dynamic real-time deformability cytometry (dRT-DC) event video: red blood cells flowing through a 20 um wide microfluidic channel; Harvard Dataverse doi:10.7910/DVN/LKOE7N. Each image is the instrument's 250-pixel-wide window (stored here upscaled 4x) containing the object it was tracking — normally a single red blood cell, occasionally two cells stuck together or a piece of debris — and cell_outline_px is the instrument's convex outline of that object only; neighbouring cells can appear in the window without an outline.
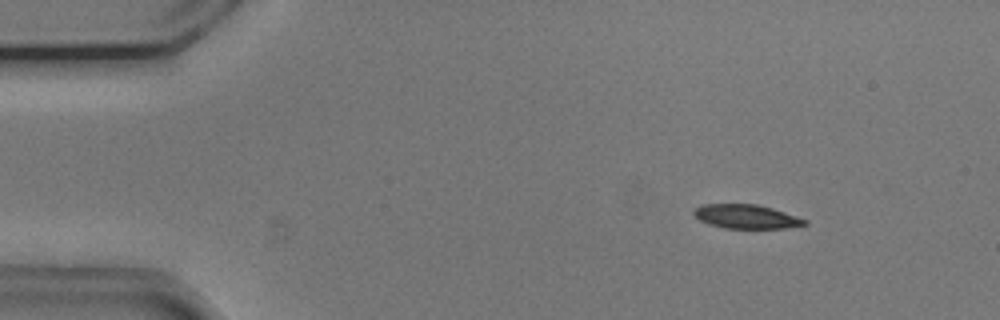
{"species": "common noctule bat (a hibernating species)", "species_latin": "Nyctalus noctula", "temperature_condition": "cold", "stored_images_in_passage": 54, "camera_frame_rate_fps": 3000, "um_per_image_px": 0.085, "animal": {"sex": "male", "body_mass_g": 20.5, "forearm_length_mm": 52.5}, "frame": {"image": 1, "passage_image": 7, "time_ms": 2.0, "image_size_px": [1000, 320], "cell_outline_px": [[808, 224], [784, 228], [724, 228], [708, 224], [700, 220], [692, 212], [692, 208], [700, 204], [756, 204], [772, 208], [808, 220]], "centroid_in_image_um": [63.39, 18.4], "position_along_channel_um": 21.6, "area_um2": 15.55}}
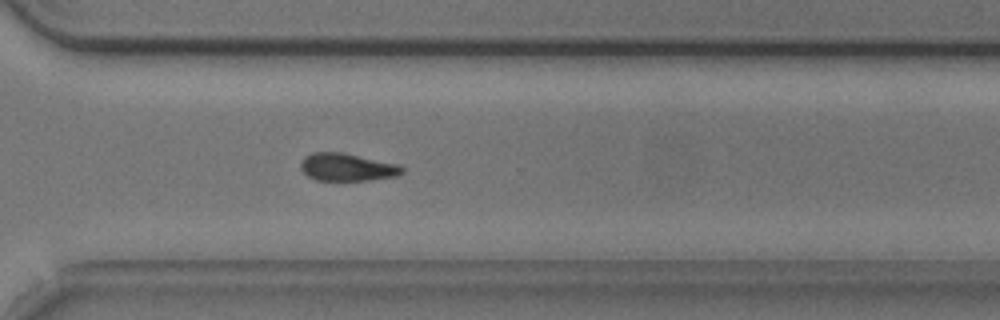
{"frame": {"image": 2, "passage_image": 39, "time_ms": 12.667, "image_size_px": [1000, 320], "cell_outline_px": [[404, 172], [396, 176], [368, 180], [316, 180], [308, 176], [300, 168], [300, 160], [304, 156], [312, 152], [344, 152], [400, 164], [404, 168]], "centroid_in_image_um": [29.5, 14.19], "position_along_channel_um": 341.1, "area_um2": 16.59}}
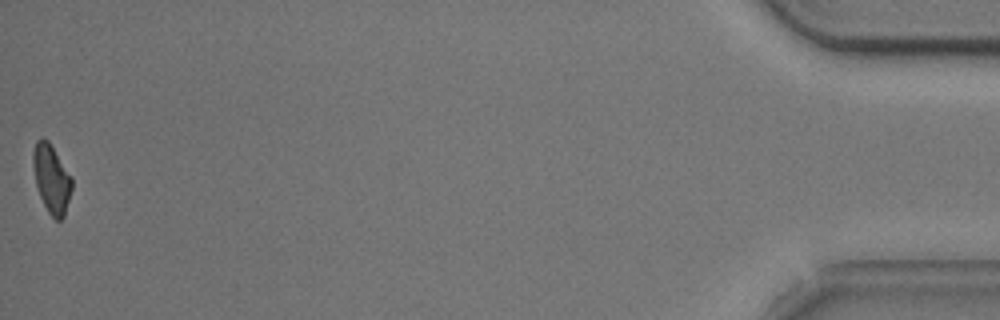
{"frame": {"image": 3, "passage_image": 54, "time_ms": 17.667, "image_size_px": [1000, 320], "cell_outline_px": [[72, 188], [64, 216], [60, 220], [56, 220], [48, 212], [40, 196], [36, 184], [32, 164], [32, 152], [36, 140], [40, 136], [44, 136], [48, 140], [72, 176]], "centroid_in_image_um": [4.36, 15.14], "position_along_channel_um": 430.8, "area_um2": 15.61}, "authors_computed_cell_mechanics": {"area_um2": 16.6464, "velocity_mm_per_s": 3.73, "shape_relaxation_time_tau1_ms": 2.3155, "shape_relaxation_time_tau2_ms": 6.2184, "deformation_change_tau1": 0.1115, "deformation_change_tau2": 0.1201}}